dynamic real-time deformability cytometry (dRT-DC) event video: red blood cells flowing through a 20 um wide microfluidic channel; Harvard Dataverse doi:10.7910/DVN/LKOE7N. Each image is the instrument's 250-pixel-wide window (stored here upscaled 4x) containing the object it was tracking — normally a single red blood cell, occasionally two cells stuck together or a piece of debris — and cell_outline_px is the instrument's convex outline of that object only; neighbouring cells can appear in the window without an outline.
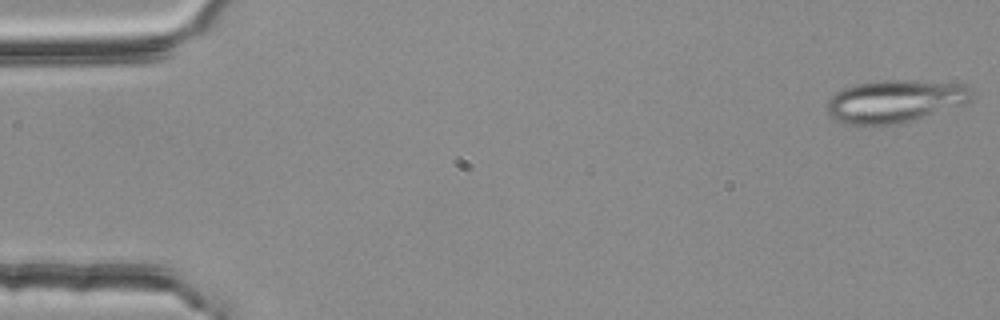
{"species": "common noctule bat (a hibernating species)", "species_latin": "Nyctalus noctula", "temperature_condition": "room temperature", "stored_images_in_passage": 4, "camera_frame_rate_fps": 3000, "um_per_image_px": 0.085, "animal": {"sex": "female", "body_mass_g": 25.1}, "frame": {"image": 1, "passage_image": 1, "time_ms": 0.0, "image_size_px": [1000, 320], "cell_outline_px": [[972, 100], [964, 104], [908, 120], [888, 124], [848, 124], [836, 120], [828, 112], [828, 100], [836, 92], [844, 88], [856, 84], [872, 80], [904, 80], [964, 84], [968, 88], [972, 96]], "centroid_in_image_um": [76.04, 8.57], "position_along_channel_um": 9.0, "area_um2": 35.08}}